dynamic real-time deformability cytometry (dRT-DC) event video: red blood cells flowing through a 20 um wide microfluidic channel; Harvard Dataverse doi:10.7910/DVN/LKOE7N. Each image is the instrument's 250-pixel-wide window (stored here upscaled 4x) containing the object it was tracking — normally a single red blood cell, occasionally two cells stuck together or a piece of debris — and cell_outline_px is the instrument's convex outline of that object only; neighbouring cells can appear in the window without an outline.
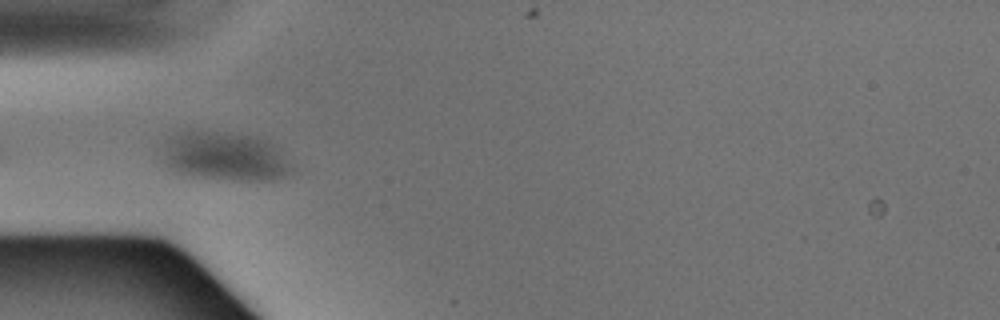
{"species": "Egyptian fruit bat (a non-hibernating species)", "species_latin": "Rousettus aegyptiacus", "temperature_condition": "warm", "stored_images_in_passage": 35, "camera_frame_rate_fps": 3000, "um_per_image_px": 0.085, "animal": {"sex": "male"}, "frame": {"image": 1, "passage_image": 2, "time_ms": 0.333, "image_size_px": [1000, 320], "cell_outline_px": [[292, 172], [284, 176], [272, 180], [232, 180], [192, 176], [172, 172], [156, 160], [168, 140], [184, 132], [228, 132], [256, 136], [276, 144], [280, 148], [292, 164]], "centroid_in_image_um": [19.1, 13.32], "position_along_channel_um": 65.9, "area_um2": 37.51}}
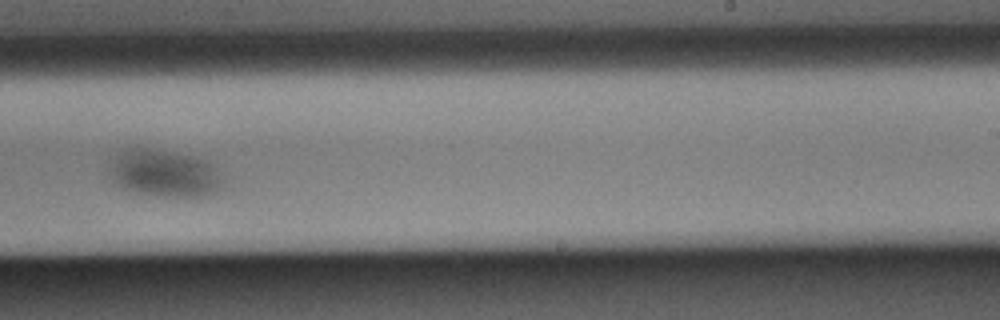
{"frame": {"image": 2, "passage_image": 17, "time_ms": 5.333, "image_size_px": [1000, 320], "cell_outline_px": [[224, 188], [208, 196], [160, 196], [128, 192], [120, 188], [108, 176], [108, 164], [116, 156], [128, 148], [148, 148], [176, 152], [208, 160], [224, 176]], "centroid_in_image_um": [13.98, 14.75], "position_along_channel_um": 275.0, "area_um2": 32.14}}
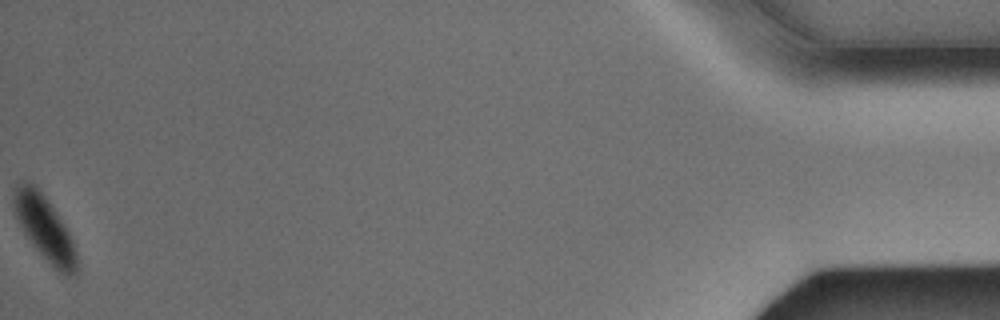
{"frame": {"image": 3, "passage_image": 35, "time_ms": 11.333, "image_size_px": [1000, 320], "cell_outline_px": [[80, 268], [76, 276], [68, 276], [60, 272], [36, 248], [24, 232], [16, 216], [12, 204], [12, 196], [16, 188], [24, 180], [28, 180], [44, 196], [68, 232], [72, 240], [76, 252]], "centroid_in_image_um": [3.82, 19.43], "position_along_channel_um": 431.4, "area_um2": 22.89}}